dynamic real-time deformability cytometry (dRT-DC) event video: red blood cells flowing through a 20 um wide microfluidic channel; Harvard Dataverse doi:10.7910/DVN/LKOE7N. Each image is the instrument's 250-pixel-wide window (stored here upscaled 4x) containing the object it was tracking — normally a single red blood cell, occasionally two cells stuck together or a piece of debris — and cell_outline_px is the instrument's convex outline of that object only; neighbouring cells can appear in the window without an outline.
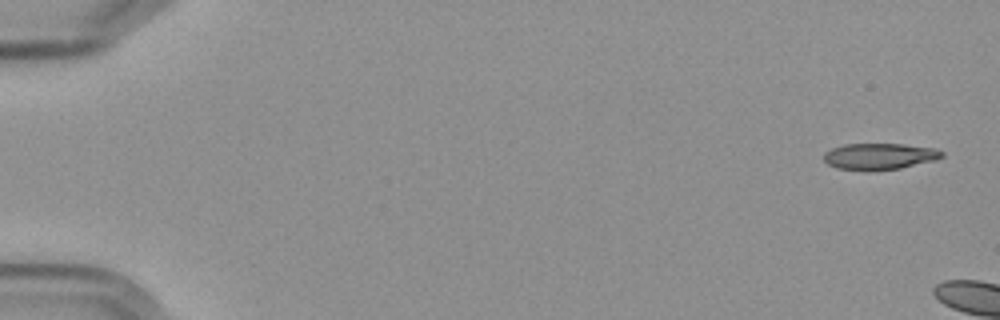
{"species": "Egyptian fruit bat (a non-hibernating species)", "species_latin": "Rousettus aegyptiacus", "temperature_condition": "cold", "stored_images_in_passage": 4, "camera_frame_rate_fps": 3000, "um_per_image_px": 0.085, "frame": {"image": 1, "passage_image": 1, "time_ms": 0.0, "image_size_px": [1000, 320], "cell_outline_px": [[944, 156], [936, 160], [900, 168], [868, 172], [864, 172], [836, 168], [828, 164], [824, 160], [824, 152], [832, 148], [844, 144], [904, 144], [936, 148], [944, 152]], "centroid_in_image_um": [74.75, 13.3], "position_along_channel_um": 10.2, "area_um2": 18.55}}